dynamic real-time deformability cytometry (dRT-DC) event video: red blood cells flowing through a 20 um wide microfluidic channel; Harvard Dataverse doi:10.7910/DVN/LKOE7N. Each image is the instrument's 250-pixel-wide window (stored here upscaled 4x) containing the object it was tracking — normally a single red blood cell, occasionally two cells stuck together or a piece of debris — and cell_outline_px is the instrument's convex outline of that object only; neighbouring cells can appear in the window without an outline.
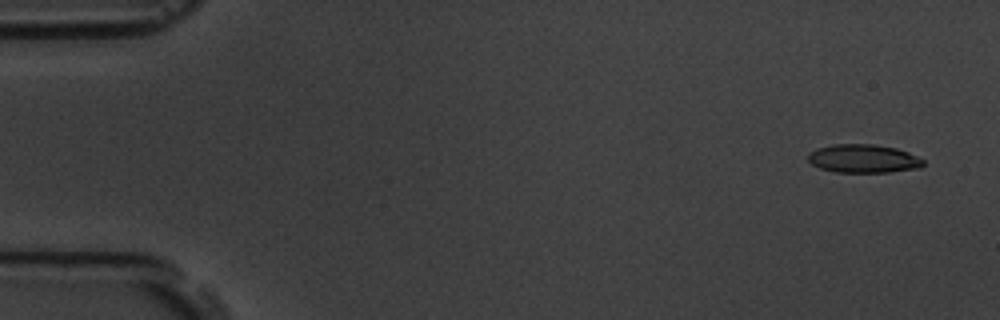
{"species": "common noctule bat (a hibernating species)", "species_latin": "Nyctalus noctula", "temperature_condition": "room temperature", "stored_images_in_passage": 6, "camera_frame_rate_fps": 3000, "um_per_image_px": 0.085, "animal": {"sex": "male", "body_mass_g": 19.5, "forearm_length_mm": 54.6}, "frame": {"image": 1, "passage_image": 1, "time_ms": 0.0, "image_size_px": [1000, 320], "cell_outline_px": [[924, 164], [920, 168], [888, 172], [836, 172], [820, 168], [812, 164], [808, 160], [808, 152], [816, 148], [832, 144], [872, 144], [896, 148], [908, 152], [924, 160]], "centroid_in_image_um": [73.37, 13.48], "position_along_channel_um": 11.6, "area_um2": 19.13}}
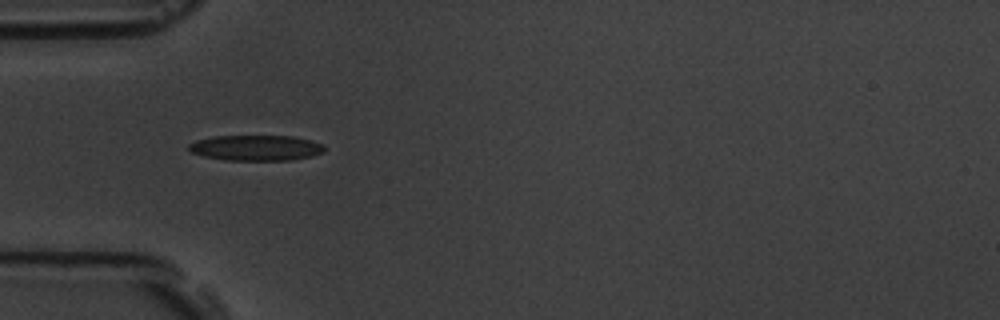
{"frame": {"image": 2, "passage_image": 5, "time_ms": 5.0, "image_size_px": [1000, 320], "cell_outline_px": [[324, 152], [312, 156], [292, 160], [224, 160], [204, 156], [192, 152], [188, 148], [188, 144], [196, 140], [212, 136], [292, 136], [312, 140], [324, 144]], "centroid_in_image_um": [21.78, 12.56], "position_along_channel_um": 63.2, "area_um2": 20.29}}
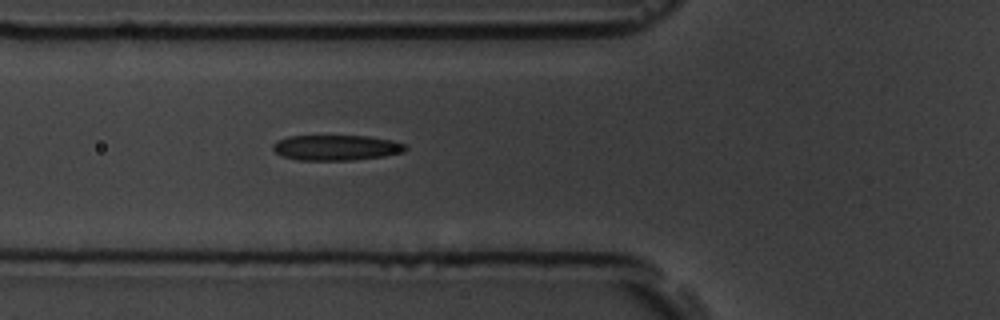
{"frame": {"image": 3, "passage_image": 6, "time_ms": 6.0, "image_size_px": [1000, 320], "cell_outline_px": [[408, 148], [404, 152], [384, 156], [352, 160], [300, 160], [284, 156], [276, 152], [272, 148], [272, 144], [276, 140], [288, 136], [368, 136], [392, 140], [404, 144]], "centroid_in_image_um": [28.58, 12.54], "position_along_channel_um": 97.2, "area_um2": 19.59}}